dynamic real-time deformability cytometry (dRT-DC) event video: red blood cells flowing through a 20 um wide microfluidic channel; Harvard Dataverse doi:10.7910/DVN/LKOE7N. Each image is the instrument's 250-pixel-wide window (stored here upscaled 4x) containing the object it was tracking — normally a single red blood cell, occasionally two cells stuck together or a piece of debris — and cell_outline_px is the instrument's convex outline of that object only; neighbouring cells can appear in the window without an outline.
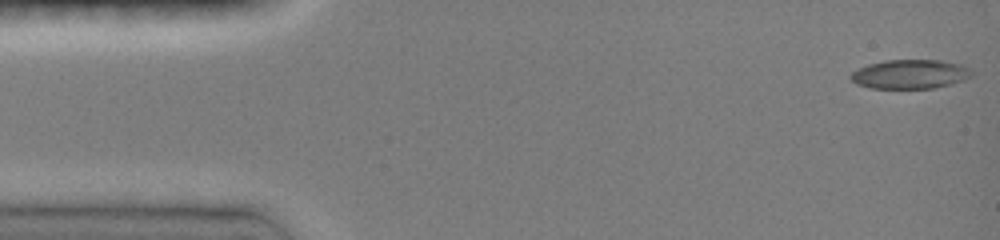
{"species": "common noctule bat (a hibernating species)", "species_latin": "Nyctalus noctula", "temperature_condition": "room temperature", "stored_images_in_passage": 32, "camera_frame_rate_fps": 3000, "um_per_image_px": 0.085, "animal": {"sex": "female", "body_mass_g": 19.0, "forearm_length_mm": 51.5}, "frame": {"image": 1, "passage_image": 1, "time_ms": 0.0, "image_size_px": [1000, 240], "cell_outline_px": [[972, 76], [964, 80], [932, 88], [872, 88], [856, 84], [848, 76], [852, 72], [868, 64], [884, 60], [940, 60], [960, 64], [968, 68], [972, 72]], "centroid_in_image_um": [77.33, 6.3], "position_along_channel_um": 7.7, "area_um2": 20.4}}
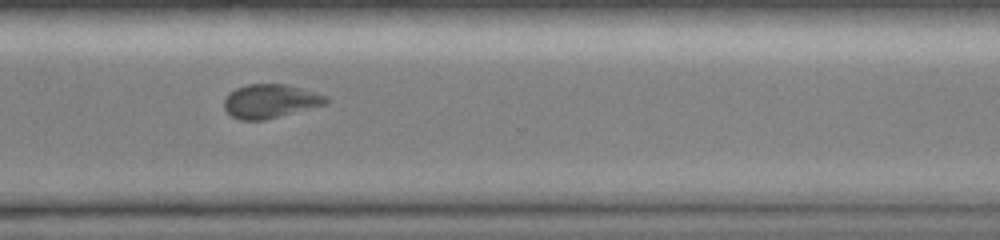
{"frame": {"image": 2, "passage_image": 27, "time_ms": 11.333, "image_size_px": [1000, 240], "cell_outline_px": [[332, 100], [328, 104], [264, 120], [240, 120], [232, 116], [224, 108], [224, 100], [228, 92], [236, 88], [248, 84], [288, 84], [328, 96]], "centroid_in_image_um": [23.01, 8.59], "position_along_channel_um": 347.6, "area_um2": 20.29}}
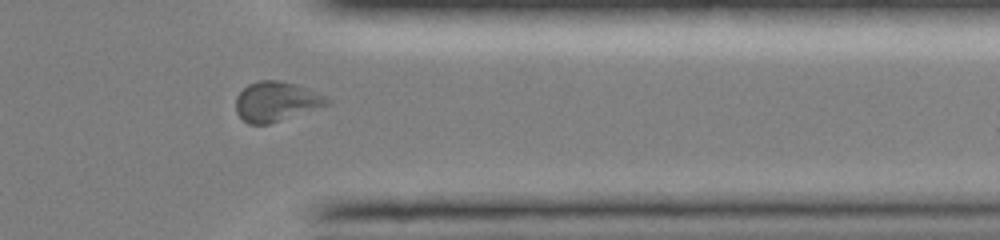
{"frame": {"image": 3, "passage_image": 29, "time_ms": 12.333, "image_size_px": [1000, 240], "cell_outline_px": [[332, 104], [268, 124], [248, 124], [236, 112], [236, 96], [248, 84], [260, 80], [280, 80], [296, 84], [324, 96], [332, 100]], "centroid_in_image_um": [23.48, 8.63], "position_along_channel_um": 387.9, "area_um2": 21.04}}